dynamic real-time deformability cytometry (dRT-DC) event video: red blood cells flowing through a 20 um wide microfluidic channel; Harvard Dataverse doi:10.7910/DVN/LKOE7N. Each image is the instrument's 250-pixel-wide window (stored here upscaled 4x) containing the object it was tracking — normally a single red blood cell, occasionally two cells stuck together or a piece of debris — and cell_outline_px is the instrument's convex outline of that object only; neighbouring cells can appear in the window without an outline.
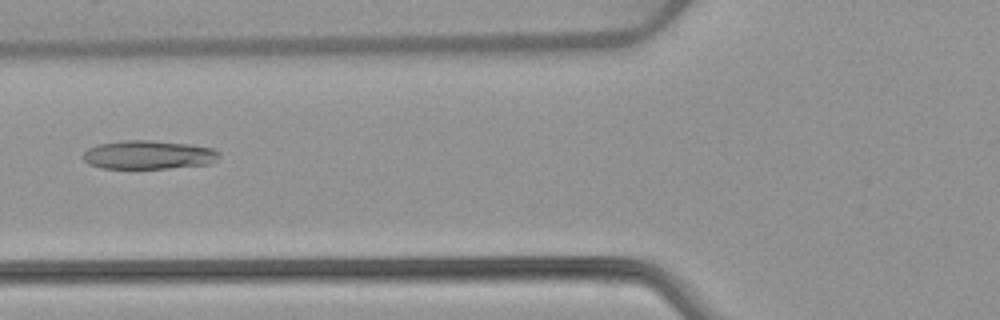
{"species": "common noctule bat (a hibernating species)", "species_latin": "Nyctalus noctula", "temperature_condition": "warm", "stored_images_in_passage": 42, "camera_frame_rate_fps": 3000, "um_per_image_px": 0.085, "animal": {"sex": "female", "body_mass_g": 22.7, "forearm_length_mm": 54.2}, "frame": {"image": 1, "passage_image": 10, "time_ms": 3.0, "image_size_px": [1000, 320], "cell_outline_px": [[220, 156], [212, 164], [168, 168], [100, 168], [88, 164], [84, 160], [84, 152], [88, 148], [100, 144], [124, 140], [148, 140], [188, 144], [212, 148], [220, 152]], "centroid_in_image_um": [12.64, 13.16], "position_along_channel_um": 113.2, "area_um2": 22.72}}
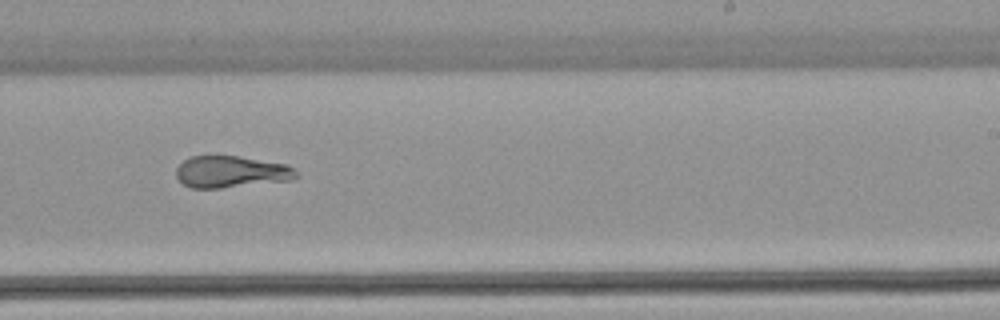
{"frame": {"image": 2, "passage_image": 22, "time_ms": 7.0, "image_size_px": [1000, 320], "cell_outline_px": [[300, 176], [292, 180], [220, 188], [192, 188], [184, 184], [176, 176], [176, 168], [184, 160], [192, 156], [236, 156], [288, 164], [300, 172]], "centroid_in_image_um": [19.7, 14.61], "position_along_channel_um": 269.3, "area_um2": 22.31}}
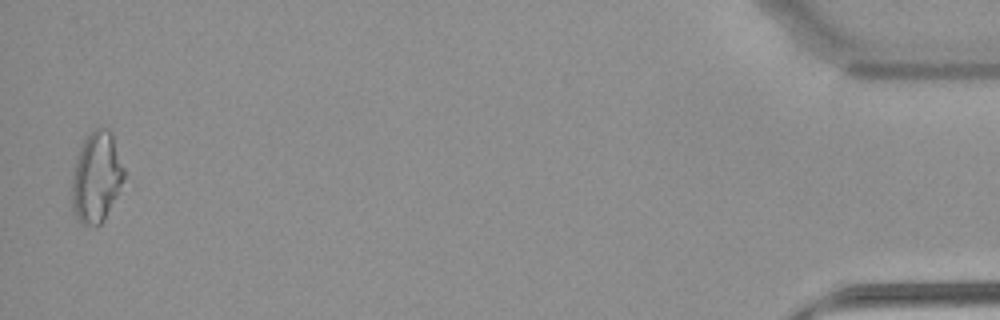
{"frame": {"image": 3, "passage_image": 41, "time_ms": 13.333, "image_size_px": [1000, 320], "cell_outline_px": [[124, 176], [120, 192], [104, 220], [100, 224], [80, 224], [72, 212], [72, 176], [76, 160], [84, 136], [92, 128], [108, 128], [112, 132], [124, 168]], "centroid_in_image_um": [8.2, 15.04], "position_along_channel_um": 427.0, "area_um2": 27.92}, "authors_computed_cell_mechanics": {"area_um2": 23.409, "velocity_mm_per_s": 3.9199, "shape_relaxation_time_tau1_ms": null, "shape_relaxation_time_tau2_ms": 2.8563, "deformation_change_tau1": null, "deformation_change_tau2": 0.1238}}